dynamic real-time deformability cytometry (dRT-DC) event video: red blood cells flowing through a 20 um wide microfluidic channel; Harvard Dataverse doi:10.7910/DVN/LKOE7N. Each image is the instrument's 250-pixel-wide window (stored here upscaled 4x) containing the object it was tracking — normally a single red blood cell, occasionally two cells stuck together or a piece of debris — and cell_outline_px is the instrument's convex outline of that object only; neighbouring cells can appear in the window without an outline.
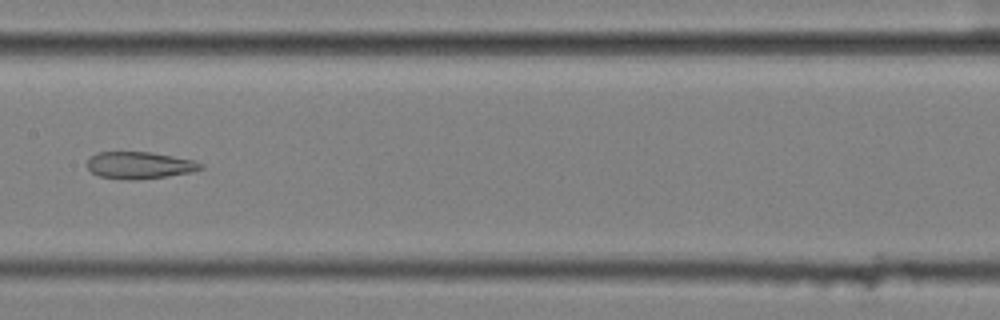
{"species": "common noctule bat (a hibernating species)", "species_latin": "Nyctalus noctula", "temperature_condition": "cold", "stored_images_in_passage": 14, "segment_of_instrument_passage": [2, 2], "camera_frame_rate_fps": 3000, "um_per_image_px": 0.085, "animal": {"sex": "female", "body_mass_g": 25.1}, "frame": {"image": 1, "passage_image": 8, "time_ms": 2.333, "image_size_px": [1000, 320], "cell_outline_px": [[204, 168], [192, 172], [168, 176], [136, 180], [132, 180], [100, 176], [92, 172], [88, 168], [88, 160], [96, 152], [148, 152], [196, 160], [204, 164]], "centroid_in_image_um": [11.92, 14.04], "position_along_channel_um": 195.5, "area_um2": 17.8}}
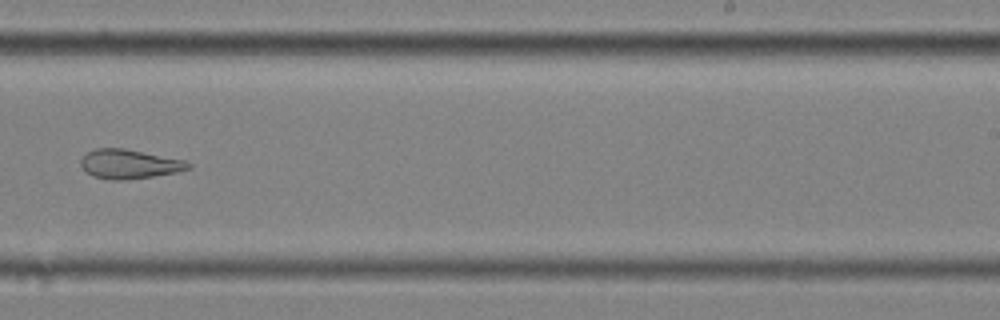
{"frame": {"image": 2, "passage_image": 10, "time_ms": 3.0, "image_size_px": [1000, 320], "cell_outline_px": [[192, 168], [176, 172], [152, 176], [124, 180], [108, 180], [92, 176], [84, 172], [80, 164], [80, 160], [88, 152], [96, 148], [124, 148], [184, 160], [192, 164]], "centroid_in_image_um": [10.96, 13.95], "position_along_channel_um": 278.0, "area_um2": 18.38}}